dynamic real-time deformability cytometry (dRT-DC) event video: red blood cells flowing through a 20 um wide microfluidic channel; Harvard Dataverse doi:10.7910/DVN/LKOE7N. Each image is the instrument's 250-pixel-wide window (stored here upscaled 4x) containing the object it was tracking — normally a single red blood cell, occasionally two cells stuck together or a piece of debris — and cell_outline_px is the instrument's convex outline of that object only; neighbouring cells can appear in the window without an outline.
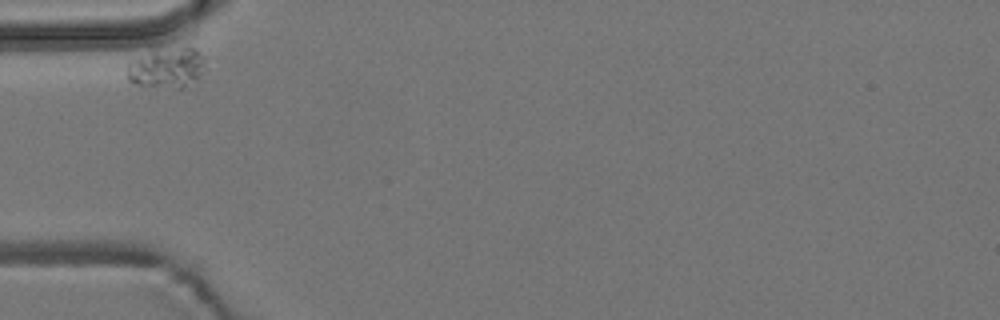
{"species": "common noctule bat (a hibernating species)", "species_latin": "Nyctalus noctula", "temperature_condition": "room temperature", "stored_images_in_passage": 1, "camera_frame_rate_fps": 3000, "um_per_image_px": 0.085, "animal": {"sex": "male", "body_mass_g": 19.2, "forearm_length_mm": 51.8}, "frame": {"image": 1, "passage_image": 1, "time_ms": 0.0, "image_size_px": [1000, 320], "cell_outline_px": [[204, 60], [200, 76], [188, 88], [176, 88], [136, 84], [128, 80], [128, 60], [184, 48], [196, 48], [204, 56]], "centroid_in_image_um": [14.23, 5.84], "position_along_channel_um": 70.8, "area_um2": 17.28}}